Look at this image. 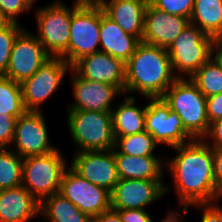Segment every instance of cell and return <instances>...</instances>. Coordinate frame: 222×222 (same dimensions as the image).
<instances>
[{
  "mask_svg": "<svg viewBox=\"0 0 222 222\" xmlns=\"http://www.w3.org/2000/svg\"><path fill=\"white\" fill-rule=\"evenodd\" d=\"M173 149L178 151L176 156L165 160L173 185L165 184V193L170 192V186L174 187L182 214L190 205L222 200L214 181L211 147L203 139H194Z\"/></svg>",
  "mask_w": 222,
  "mask_h": 222,
  "instance_id": "6da1fadb",
  "label": "cell"
},
{
  "mask_svg": "<svg viewBox=\"0 0 222 222\" xmlns=\"http://www.w3.org/2000/svg\"><path fill=\"white\" fill-rule=\"evenodd\" d=\"M177 79L166 48L140 42L125 63V95L162 97Z\"/></svg>",
  "mask_w": 222,
  "mask_h": 222,
  "instance_id": "7a4b0ae2",
  "label": "cell"
},
{
  "mask_svg": "<svg viewBox=\"0 0 222 222\" xmlns=\"http://www.w3.org/2000/svg\"><path fill=\"white\" fill-rule=\"evenodd\" d=\"M171 111L177 113L184 129L194 138L202 139L209 129L207 97L189 78H177L162 96Z\"/></svg>",
  "mask_w": 222,
  "mask_h": 222,
  "instance_id": "3957f363",
  "label": "cell"
},
{
  "mask_svg": "<svg viewBox=\"0 0 222 222\" xmlns=\"http://www.w3.org/2000/svg\"><path fill=\"white\" fill-rule=\"evenodd\" d=\"M62 1L55 0L34 11L38 33L34 35L51 57H62L68 63L72 13L83 1L74 0L71 8Z\"/></svg>",
  "mask_w": 222,
  "mask_h": 222,
  "instance_id": "277c9868",
  "label": "cell"
},
{
  "mask_svg": "<svg viewBox=\"0 0 222 222\" xmlns=\"http://www.w3.org/2000/svg\"><path fill=\"white\" fill-rule=\"evenodd\" d=\"M67 128L75 143L74 152L104 151L114 148L110 112L68 110Z\"/></svg>",
  "mask_w": 222,
  "mask_h": 222,
  "instance_id": "5b68a950",
  "label": "cell"
},
{
  "mask_svg": "<svg viewBox=\"0 0 222 222\" xmlns=\"http://www.w3.org/2000/svg\"><path fill=\"white\" fill-rule=\"evenodd\" d=\"M214 39L196 25H189L167 48L177 78H190L214 55Z\"/></svg>",
  "mask_w": 222,
  "mask_h": 222,
  "instance_id": "8992f818",
  "label": "cell"
},
{
  "mask_svg": "<svg viewBox=\"0 0 222 222\" xmlns=\"http://www.w3.org/2000/svg\"><path fill=\"white\" fill-rule=\"evenodd\" d=\"M66 158L57 148L45 155L24 158L22 165V186L39 204L47 197L59 192L61 179L69 167Z\"/></svg>",
  "mask_w": 222,
  "mask_h": 222,
  "instance_id": "52a82bcc",
  "label": "cell"
},
{
  "mask_svg": "<svg viewBox=\"0 0 222 222\" xmlns=\"http://www.w3.org/2000/svg\"><path fill=\"white\" fill-rule=\"evenodd\" d=\"M101 6L97 1H83L72 13L68 64L100 51Z\"/></svg>",
  "mask_w": 222,
  "mask_h": 222,
  "instance_id": "ba28073f",
  "label": "cell"
},
{
  "mask_svg": "<svg viewBox=\"0 0 222 222\" xmlns=\"http://www.w3.org/2000/svg\"><path fill=\"white\" fill-rule=\"evenodd\" d=\"M71 66L62 57H51L21 86L26 111H41V105L55 93Z\"/></svg>",
  "mask_w": 222,
  "mask_h": 222,
  "instance_id": "9c48e42d",
  "label": "cell"
},
{
  "mask_svg": "<svg viewBox=\"0 0 222 222\" xmlns=\"http://www.w3.org/2000/svg\"><path fill=\"white\" fill-rule=\"evenodd\" d=\"M145 130L159 145L175 146L186 144L194 138L184 129L179 115L170 110L162 97L147 98Z\"/></svg>",
  "mask_w": 222,
  "mask_h": 222,
  "instance_id": "30bf717a",
  "label": "cell"
},
{
  "mask_svg": "<svg viewBox=\"0 0 222 222\" xmlns=\"http://www.w3.org/2000/svg\"><path fill=\"white\" fill-rule=\"evenodd\" d=\"M59 193L91 218L111 208V194L78 175L70 166L63 173Z\"/></svg>",
  "mask_w": 222,
  "mask_h": 222,
  "instance_id": "8fae6325",
  "label": "cell"
},
{
  "mask_svg": "<svg viewBox=\"0 0 222 222\" xmlns=\"http://www.w3.org/2000/svg\"><path fill=\"white\" fill-rule=\"evenodd\" d=\"M41 111H26L17 119L11 149L22 158L45 155L57 149L49 137L46 118Z\"/></svg>",
  "mask_w": 222,
  "mask_h": 222,
  "instance_id": "7c38bea8",
  "label": "cell"
},
{
  "mask_svg": "<svg viewBox=\"0 0 222 222\" xmlns=\"http://www.w3.org/2000/svg\"><path fill=\"white\" fill-rule=\"evenodd\" d=\"M30 32L24 27L17 35L4 75L19 84L33 76L51 58L34 33Z\"/></svg>",
  "mask_w": 222,
  "mask_h": 222,
  "instance_id": "4fadbf2b",
  "label": "cell"
},
{
  "mask_svg": "<svg viewBox=\"0 0 222 222\" xmlns=\"http://www.w3.org/2000/svg\"><path fill=\"white\" fill-rule=\"evenodd\" d=\"M70 72V84L72 86L73 102L68 104V110H86L110 112L115 107L114 101L117 96L124 93L116 86L91 81L80 77L72 68ZM115 98V99H114Z\"/></svg>",
  "mask_w": 222,
  "mask_h": 222,
  "instance_id": "5bb4252c",
  "label": "cell"
},
{
  "mask_svg": "<svg viewBox=\"0 0 222 222\" xmlns=\"http://www.w3.org/2000/svg\"><path fill=\"white\" fill-rule=\"evenodd\" d=\"M110 194L114 210L146 209L166 194L165 181L119 179Z\"/></svg>",
  "mask_w": 222,
  "mask_h": 222,
  "instance_id": "9a60e30c",
  "label": "cell"
},
{
  "mask_svg": "<svg viewBox=\"0 0 222 222\" xmlns=\"http://www.w3.org/2000/svg\"><path fill=\"white\" fill-rule=\"evenodd\" d=\"M69 166L82 178L108 190L119 181L113 149L75 152Z\"/></svg>",
  "mask_w": 222,
  "mask_h": 222,
  "instance_id": "2e32d148",
  "label": "cell"
},
{
  "mask_svg": "<svg viewBox=\"0 0 222 222\" xmlns=\"http://www.w3.org/2000/svg\"><path fill=\"white\" fill-rule=\"evenodd\" d=\"M80 77L118 87L125 96V63L98 51L79 59L71 67Z\"/></svg>",
  "mask_w": 222,
  "mask_h": 222,
  "instance_id": "e0dca14e",
  "label": "cell"
},
{
  "mask_svg": "<svg viewBox=\"0 0 222 222\" xmlns=\"http://www.w3.org/2000/svg\"><path fill=\"white\" fill-rule=\"evenodd\" d=\"M189 23V18L168 14L148 3L141 42L167 49Z\"/></svg>",
  "mask_w": 222,
  "mask_h": 222,
  "instance_id": "ac0fdd59",
  "label": "cell"
},
{
  "mask_svg": "<svg viewBox=\"0 0 222 222\" xmlns=\"http://www.w3.org/2000/svg\"><path fill=\"white\" fill-rule=\"evenodd\" d=\"M104 14L126 33L142 41L147 2L144 0H97Z\"/></svg>",
  "mask_w": 222,
  "mask_h": 222,
  "instance_id": "d6986e66",
  "label": "cell"
},
{
  "mask_svg": "<svg viewBox=\"0 0 222 222\" xmlns=\"http://www.w3.org/2000/svg\"><path fill=\"white\" fill-rule=\"evenodd\" d=\"M39 202L22 185L0 190V222H30L39 218Z\"/></svg>",
  "mask_w": 222,
  "mask_h": 222,
  "instance_id": "ffe728a7",
  "label": "cell"
},
{
  "mask_svg": "<svg viewBox=\"0 0 222 222\" xmlns=\"http://www.w3.org/2000/svg\"><path fill=\"white\" fill-rule=\"evenodd\" d=\"M139 43L135 36L126 33L116 22L108 18L101 7L100 51L126 63Z\"/></svg>",
  "mask_w": 222,
  "mask_h": 222,
  "instance_id": "44dd1931",
  "label": "cell"
},
{
  "mask_svg": "<svg viewBox=\"0 0 222 222\" xmlns=\"http://www.w3.org/2000/svg\"><path fill=\"white\" fill-rule=\"evenodd\" d=\"M119 179L163 180L165 161L160 156L114 153ZM163 159V160H162Z\"/></svg>",
  "mask_w": 222,
  "mask_h": 222,
  "instance_id": "7402d4cb",
  "label": "cell"
},
{
  "mask_svg": "<svg viewBox=\"0 0 222 222\" xmlns=\"http://www.w3.org/2000/svg\"><path fill=\"white\" fill-rule=\"evenodd\" d=\"M135 101V96L126 95L123 102L112 109L114 137L133 135L145 130L147 104L141 108Z\"/></svg>",
  "mask_w": 222,
  "mask_h": 222,
  "instance_id": "603a6c76",
  "label": "cell"
},
{
  "mask_svg": "<svg viewBox=\"0 0 222 222\" xmlns=\"http://www.w3.org/2000/svg\"><path fill=\"white\" fill-rule=\"evenodd\" d=\"M39 217L44 222H91L92 220L59 192L40 203Z\"/></svg>",
  "mask_w": 222,
  "mask_h": 222,
  "instance_id": "cb8c5ba5",
  "label": "cell"
},
{
  "mask_svg": "<svg viewBox=\"0 0 222 222\" xmlns=\"http://www.w3.org/2000/svg\"><path fill=\"white\" fill-rule=\"evenodd\" d=\"M190 23L214 38L222 28V0H194Z\"/></svg>",
  "mask_w": 222,
  "mask_h": 222,
  "instance_id": "d4e9b609",
  "label": "cell"
},
{
  "mask_svg": "<svg viewBox=\"0 0 222 222\" xmlns=\"http://www.w3.org/2000/svg\"><path fill=\"white\" fill-rule=\"evenodd\" d=\"M189 79L206 97L222 93V63L213 55Z\"/></svg>",
  "mask_w": 222,
  "mask_h": 222,
  "instance_id": "484cf974",
  "label": "cell"
},
{
  "mask_svg": "<svg viewBox=\"0 0 222 222\" xmlns=\"http://www.w3.org/2000/svg\"><path fill=\"white\" fill-rule=\"evenodd\" d=\"M114 153H122L130 156H158L154 150L159 144L146 130L123 137H114Z\"/></svg>",
  "mask_w": 222,
  "mask_h": 222,
  "instance_id": "4316f807",
  "label": "cell"
},
{
  "mask_svg": "<svg viewBox=\"0 0 222 222\" xmlns=\"http://www.w3.org/2000/svg\"><path fill=\"white\" fill-rule=\"evenodd\" d=\"M23 160L11 148H0V190L22 185Z\"/></svg>",
  "mask_w": 222,
  "mask_h": 222,
  "instance_id": "83f0119b",
  "label": "cell"
},
{
  "mask_svg": "<svg viewBox=\"0 0 222 222\" xmlns=\"http://www.w3.org/2000/svg\"><path fill=\"white\" fill-rule=\"evenodd\" d=\"M25 112L20 84L10 78L0 76V114H9L19 118Z\"/></svg>",
  "mask_w": 222,
  "mask_h": 222,
  "instance_id": "f1b7e54d",
  "label": "cell"
},
{
  "mask_svg": "<svg viewBox=\"0 0 222 222\" xmlns=\"http://www.w3.org/2000/svg\"><path fill=\"white\" fill-rule=\"evenodd\" d=\"M23 29L22 24L13 22L9 27L0 30V76L6 74L13 43Z\"/></svg>",
  "mask_w": 222,
  "mask_h": 222,
  "instance_id": "f546056e",
  "label": "cell"
},
{
  "mask_svg": "<svg viewBox=\"0 0 222 222\" xmlns=\"http://www.w3.org/2000/svg\"><path fill=\"white\" fill-rule=\"evenodd\" d=\"M150 4L158 10L190 19L194 0H151Z\"/></svg>",
  "mask_w": 222,
  "mask_h": 222,
  "instance_id": "4dcf8cb0",
  "label": "cell"
},
{
  "mask_svg": "<svg viewBox=\"0 0 222 222\" xmlns=\"http://www.w3.org/2000/svg\"><path fill=\"white\" fill-rule=\"evenodd\" d=\"M36 0H0V8L12 20V22H19V15L24 12L31 11Z\"/></svg>",
  "mask_w": 222,
  "mask_h": 222,
  "instance_id": "1f68e13d",
  "label": "cell"
},
{
  "mask_svg": "<svg viewBox=\"0 0 222 222\" xmlns=\"http://www.w3.org/2000/svg\"><path fill=\"white\" fill-rule=\"evenodd\" d=\"M17 119L9 114H0V148L12 146Z\"/></svg>",
  "mask_w": 222,
  "mask_h": 222,
  "instance_id": "d6a6232c",
  "label": "cell"
},
{
  "mask_svg": "<svg viewBox=\"0 0 222 222\" xmlns=\"http://www.w3.org/2000/svg\"><path fill=\"white\" fill-rule=\"evenodd\" d=\"M219 202L220 201L213 203L194 204L190 206L194 207V209L202 211L200 222H222V205Z\"/></svg>",
  "mask_w": 222,
  "mask_h": 222,
  "instance_id": "836d02e7",
  "label": "cell"
},
{
  "mask_svg": "<svg viewBox=\"0 0 222 222\" xmlns=\"http://www.w3.org/2000/svg\"><path fill=\"white\" fill-rule=\"evenodd\" d=\"M211 148H222V118L211 122L202 138Z\"/></svg>",
  "mask_w": 222,
  "mask_h": 222,
  "instance_id": "e575fe53",
  "label": "cell"
},
{
  "mask_svg": "<svg viewBox=\"0 0 222 222\" xmlns=\"http://www.w3.org/2000/svg\"><path fill=\"white\" fill-rule=\"evenodd\" d=\"M122 222H152L146 209L116 210Z\"/></svg>",
  "mask_w": 222,
  "mask_h": 222,
  "instance_id": "d590c367",
  "label": "cell"
},
{
  "mask_svg": "<svg viewBox=\"0 0 222 222\" xmlns=\"http://www.w3.org/2000/svg\"><path fill=\"white\" fill-rule=\"evenodd\" d=\"M207 118L209 124L222 118V93L207 97Z\"/></svg>",
  "mask_w": 222,
  "mask_h": 222,
  "instance_id": "8d00e7d4",
  "label": "cell"
},
{
  "mask_svg": "<svg viewBox=\"0 0 222 222\" xmlns=\"http://www.w3.org/2000/svg\"><path fill=\"white\" fill-rule=\"evenodd\" d=\"M213 154L214 181L218 194L222 197V148H211Z\"/></svg>",
  "mask_w": 222,
  "mask_h": 222,
  "instance_id": "74e56055",
  "label": "cell"
},
{
  "mask_svg": "<svg viewBox=\"0 0 222 222\" xmlns=\"http://www.w3.org/2000/svg\"><path fill=\"white\" fill-rule=\"evenodd\" d=\"M91 222H122L116 210L110 208L99 215L92 217Z\"/></svg>",
  "mask_w": 222,
  "mask_h": 222,
  "instance_id": "f35d334b",
  "label": "cell"
},
{
  "mask_svg": "<svg viewBox=\"0 0 222 222\" xmlns=\"http://www.w3.org/2000/svg\"><path fill=\"white\" fill-rule=\"evenodd\" d=\"M152 222H154L153 219ZM161 222H185V219L184 216L179 211L172 210L168 212L166 217H164V219L161 220Z\"/></svg>",
  "mask_w": 222,
  "mask_h": 222,
  "instance_id": "ab89813d",
  "label": "cell"
},
{
  "mask_svg": "<svg viewBox=\"0 0 222 222\" xmlns=\"http://www.w3.org/2000/svg\"><path fill=\"white\" fill-rule=\"evenodd\" d=\"M12 23V20L0 8V30L9 27Z\"/></svg>",
  "mask_w": 222,
  "mask_h": 222,
  "instance_id": "60d3db41",
  "label": "cell"
},
{
  "mask_svg": "<svg viewBox=\"0 0 222 222\" xmlns=\"http://www.w3.org/2000/svg\"><path fill=\"white\" fill-rule=\"evenodd\" d=\"M213 39H214V47H222V28Z\"/></svg>",
  "mask_w": 222,
  "mask_h": 222,
  "instance_id": "b9f144b4",
  "label": "cell"
},
{
  "mask_svg": "<svg viewBox=\"0 0 222 222\" xmlns=\"http://www.w3.org/2000/svg\"><path fill=\"white\" fill-rule=\"evenodd\" d=\"M214 55L220 60L222 63V47H215Z\"/></svg>",
  "mask_w": 222,
  "mask_h": 222,
  "instance_id": "7bdbcfd3",
  "label": "cell"
},
{
  "mask_svg": "<svg viewBox=\"0 0 222 222\" xmlns=\"http://www.w3.org/2000/svg\"><path fill=\"white\" fill-rule=\"evenodd\" d=\"M81 1H97V0H81Z\"/></svg>",
  "mask_w": 222,
  "mask_h": 222,
  "instance_id": "ee69618b",
  "label": "cell"
}]
</instances>
